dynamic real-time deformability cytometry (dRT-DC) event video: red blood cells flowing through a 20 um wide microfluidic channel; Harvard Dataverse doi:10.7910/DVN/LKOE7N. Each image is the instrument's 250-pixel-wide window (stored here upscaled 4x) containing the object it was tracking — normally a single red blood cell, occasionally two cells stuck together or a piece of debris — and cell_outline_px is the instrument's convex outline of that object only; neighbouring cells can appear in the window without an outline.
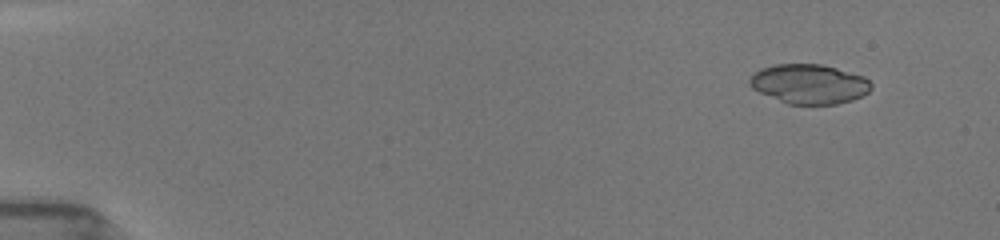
{"species": "common noctule bat (a hibernating species)", "species_latin": "Nyctalus noctula", "temperature_condition": "room temperature", "stored_images_in_passage": 52, "camera_frame_rate_fps": 3000, "um_per_image_px": 0.085, "animal": {"sex": "female", "body_mass_g": 19.5, "forearm_length_mm": 54.1}, "frame": {"image": 1, "passage_image": 5, "time_ms": 1.333, "image_size_px": [1000, 240], "cell_outline_px": [[872, 88], [868, 92], [852, 100], [836, 104], [788, 104], [760, 92], [752, 88], [748, 84], [748, 80], [760, 68], [772, 64], [820, 64], [836, 68], [864, 76], [872, 84]], "centroid_in_image_um": [68.77, 7.13], "position_along_channel_um": 16.2, "area_um2": 27.92}}
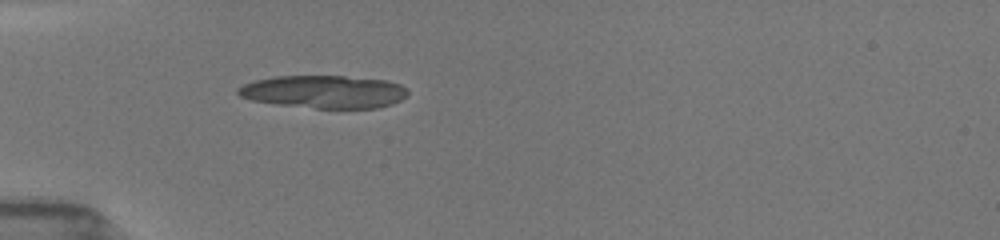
{"frame": {"image": 2, "passage_image": 17, "time_ms": 5.333, "image_size_px": [1000, 240], "cell_outline_px": [[408, 96], [392, 104], [376, 108], [316, 108], [276, 104], [252, 100], [240, 96], [236, 92], [236, 88], [244, 84], [256, 80], [276, 76], [344, 76], [388, 80], [400, 84], [408, 88]], "centroid_in_image_um": [27.57, 7.8], "position_along_channel_um": 57.4, "area_um2": 32.6}}